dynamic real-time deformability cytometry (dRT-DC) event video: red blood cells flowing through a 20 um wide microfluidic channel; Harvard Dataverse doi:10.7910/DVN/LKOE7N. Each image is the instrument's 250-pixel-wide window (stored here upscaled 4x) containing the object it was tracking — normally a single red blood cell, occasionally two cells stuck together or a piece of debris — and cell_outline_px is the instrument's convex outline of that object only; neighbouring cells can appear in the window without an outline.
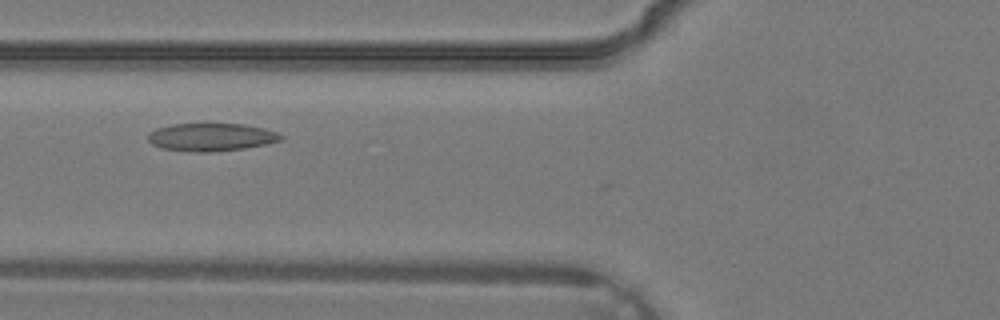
{"species": "common noctule bat (a hibernating species)", "species_latin": "Nyctalus noctula", "temperature_condition": "warm", "stored_images_in_passage": 23, "camera_frame_rate_fps": 3000, "um_per_image_px": 0.085, "animal": {"sex": "male", "body_mass_g": 19.2, "forearm_length_mm": 51.8}, "frame": {"image": 1, "passage_image": 3, "time_ms": 0.667, "image_size_px": [1000, 320], "cell_outline_px": [[284, 140], [244, 148], [212, 152], [196, 152], [164, 148], [152, 144], [148, 140], [148, 132], [156, 128], [172, 124], [244, 124], [264, 128], [276, 132], [284, 136]], "centroid_in_image_um": [17.96, 11.65], "position_along_channel_um": 107.8, "area_um2": 21.5}}
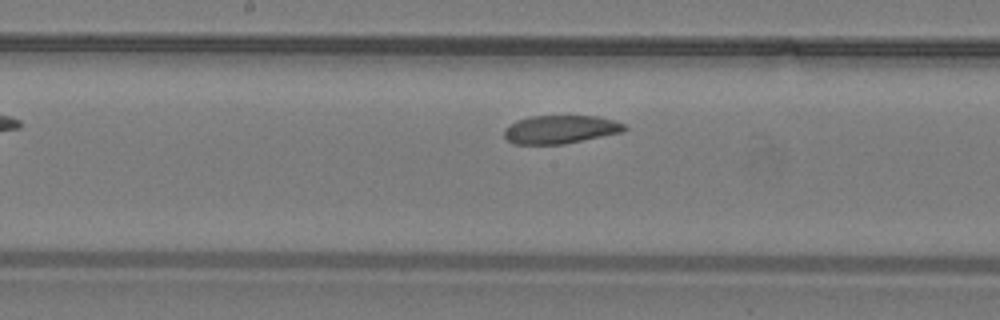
{"frame": {"image": 2, "passage_image": 8, "time_ms": 2.333, "image_size_px": [1000, 320], "cell_outline_px": [[628, 128], [624, 132], [564, 144], [512, 144], [504, 136], [504, 128], [508, 124], [516, 120], [532, 116], [596, 116], [612, 120], [624, 124]], "centroid_in_image_um": [47.61, 11.0], "position_along_channel_um": 200.6, "area_um2": 19.94}}
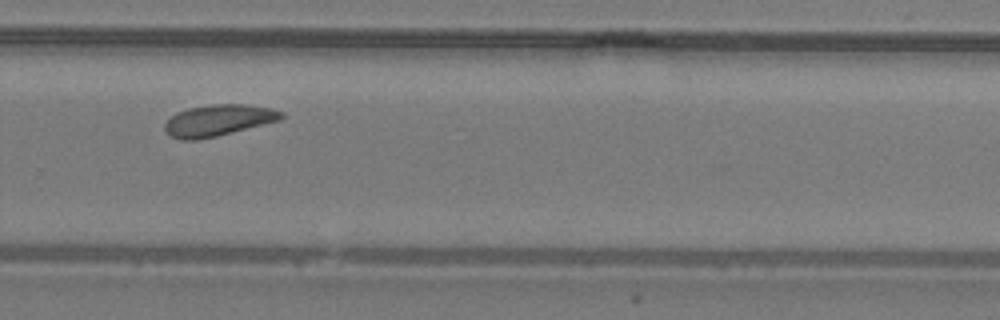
{"frame": {"image": 3, "passage_image": 14, "time_ms": 4.333, "image_size_px": [1000, 320], "cell_outline_px": [[284, 116], [280, 120], [216, 136], [196, 140], [180, 140], [172, 136], [164, 128], [164, 124], [176, 112], [188, 108], [212, 104], [248, 104], [272, 108], [284, 112]], "centroid_in_image_um": [18.57, 10.21], "position_along_channel_um": 311.2, "area_um2": 21.21}}